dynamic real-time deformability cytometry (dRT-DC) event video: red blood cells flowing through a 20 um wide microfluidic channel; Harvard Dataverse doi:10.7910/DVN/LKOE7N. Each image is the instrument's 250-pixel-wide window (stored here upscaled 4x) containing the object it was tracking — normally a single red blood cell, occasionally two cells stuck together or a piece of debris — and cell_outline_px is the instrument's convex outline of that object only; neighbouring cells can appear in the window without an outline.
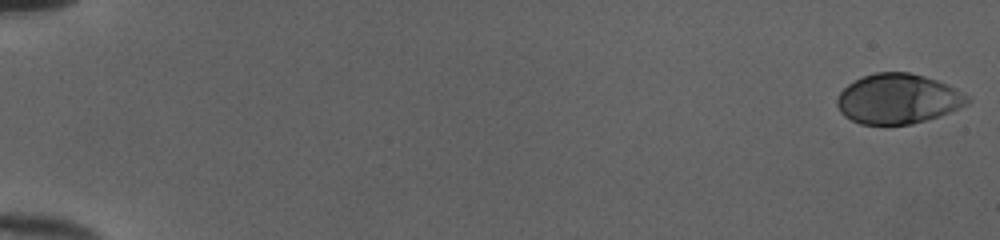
{"species": "human", "species_latin": "Homo sapiens", "temperature_condition": "cold", "stored_images_in_passage": 52, "camera_frame_rate_fps": 3000, "um_per_image_px": 0.085, "donor": {"sex": "female"}, "frame": {"image": 1, "passage_image": 1, "time_ms": 0.0, "image_size_px": [1000, 240], "cell_outline_px": [[972, 100], [968, 104], [940, 116], [912, 124], [860, 124], [844, 116], [840, 112], [836, 104], [836, 100], [840, 92], [848, 84], [864, 76], [876, 72], [908, 72], [924, 76], [948, 84], [956, 88], [968, 96]], "centroid_in_image_um": [76.34, 8.4], "position_along_channel_um": 8.7, "area_um2": 37.97}}
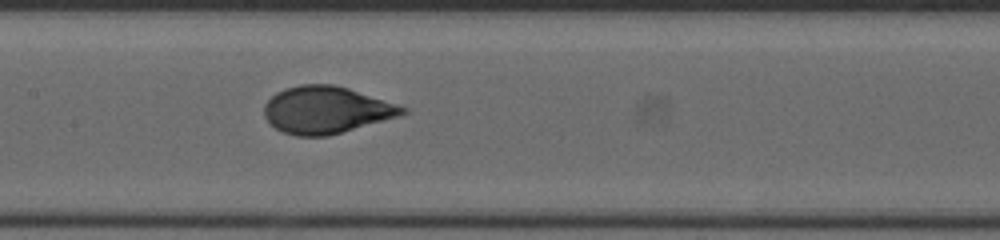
{"frame": {"image": 2, "passage_image": 28, "time_ms": 9.0, "image_size_px": [1000, 240], "cell_outline_px": [[408, 112], [400, 116], [328, 136], [296, 136], [284, 132], [276, 128], [264, 116], [264, 104], [276, 92], [284, 88], [300, 84], [332, 84], [348, 88], [408, 108]], "centroid_in_image_um": [27.72, 9.34], "position_along_channel_um": 179.7, "area_um2": 37.8}}
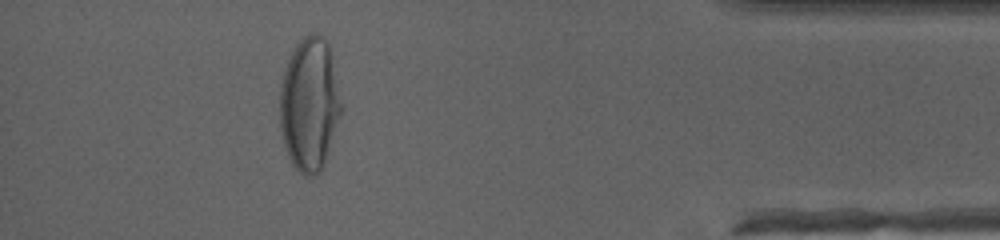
{"frame": {"image": 3, "passage_image": 48, "time_ms": 15.667, "image_size_px": [1000, 240], "cell_outline_px": [[344, 108], [320, 172], [312, 176], [304, 176], [292, 164], [288, 156], [284, 144], [280, 128], [280, 84], [288, 60], [296, 44], [304, 36], [312, 32], [316, 32], [324, 36], [328, 40], [344, 104]], "centroid_in_image_um": [26.34, 8.81], "position_along_channel_um": 408.9, "area_um2": 48.38}, "authors_computed_cell_mechanics": {"area_um2": 37.6856, "velocity_mm_per_s": 4.0113, "shape_relaxation_time_tau1_ms": 3.9697, "shape_relaxation_time_tau2_ms": null, "deformation_change_tau1": 0.2083, "deformation_change_tau2": null}}